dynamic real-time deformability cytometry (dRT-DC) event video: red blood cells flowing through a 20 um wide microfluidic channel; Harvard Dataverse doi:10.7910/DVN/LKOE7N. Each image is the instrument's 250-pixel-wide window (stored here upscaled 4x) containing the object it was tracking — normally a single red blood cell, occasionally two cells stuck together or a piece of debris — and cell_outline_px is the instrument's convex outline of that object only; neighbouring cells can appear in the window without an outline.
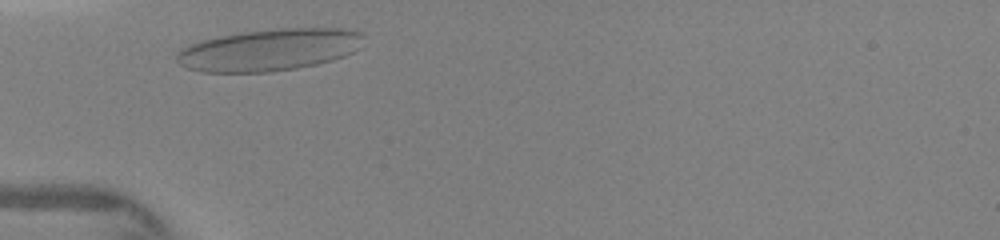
{"species": "human", "species_latin": "Homo sapiens", "temperature_condition": "warm", "stored_images_in_passage": 5, "camera_frame_rate_fps": 3000, "um_per_image_px": 0.085, "donor": {"sex": "female"}, "frame": {"image": 1, "passage_image": 3, "time_ms": 0.333, "image_size_px": [1000, 240], "cell_outline_px": [[364, 36], [360, 48], [344, 56], [332, 60], [316, 64], [296, 68], [268, 72], [200, 72], [188, 68], [180, 64], [176, 60], [176, 56], [184, 48], [192, 44], [204, 40], [220, 36], [244, 32], [280, 28], [344, 28], [360, 32]], "centroid_in_image_um": [22.94, 4.24], "position_along_channel_um": 62.1, "area_um2": 45.37}}